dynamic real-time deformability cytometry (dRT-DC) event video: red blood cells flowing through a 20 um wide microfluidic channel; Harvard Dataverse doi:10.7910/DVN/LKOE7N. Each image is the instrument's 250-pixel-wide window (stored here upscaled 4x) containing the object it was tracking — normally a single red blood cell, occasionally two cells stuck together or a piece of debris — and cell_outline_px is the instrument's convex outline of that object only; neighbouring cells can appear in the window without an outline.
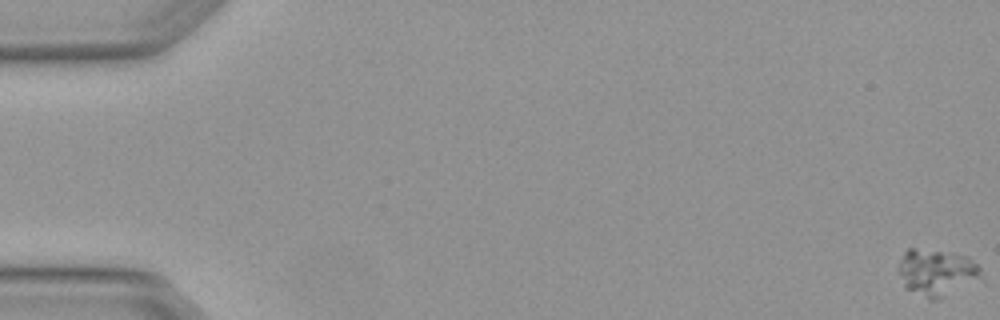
{"species": "Egyptian fruit bat (a non-hibernating species)", "species_latin": "Rousettus aegyptiacus", "temperature_condition": "warm", "stored_images_in_passage": 5, "camera_frame_rate_fps": 3000, "um_per_image_px": 0.085, "animal": {"sex": "female"}, "frame": {"image": 1, "passage_image": 1, "time_ms": 0.0, "image_size_px": [1000, 320], "cell_outline_px": [[980, 268], [976, 276], [936, 300], [928, 300], [904, 288], [900, 272], [900, 260], [904, 252], [908, 248], [912, 248], [968, 256]], "centroid_in_image_um": [79.48, 23.14], "position_along_channel_um": 5.5, "area_um2": 21.04}}
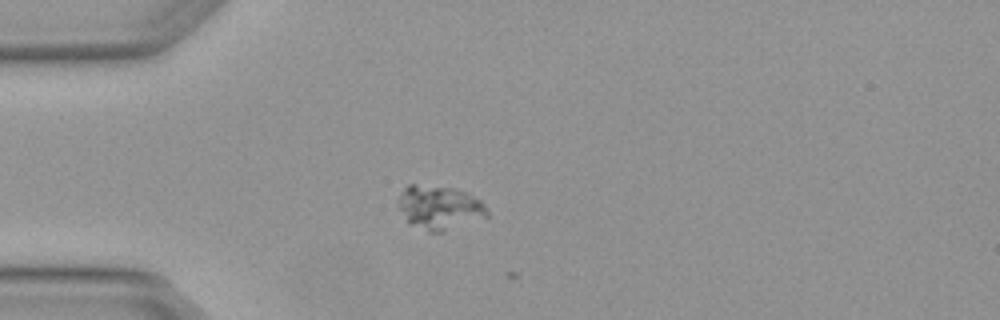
{"frame": {"image": 2, "passage_image": 4, "time_ms": 1.0, "image_size_px": [1000, 320], "cell_outline_px": [[488, 216], [444, 232], [428, 232], [408, 224], [400, 208], [400, 196], [404, 188], [408, 184], [416, 184], [456, 188], [468, 192], [480, 200], [484, 204], [488, 212]], "centroid_in_image_um": [37.38, 17.64], "position_along_channel_um": 47.6, "area_um2": 22.83}}